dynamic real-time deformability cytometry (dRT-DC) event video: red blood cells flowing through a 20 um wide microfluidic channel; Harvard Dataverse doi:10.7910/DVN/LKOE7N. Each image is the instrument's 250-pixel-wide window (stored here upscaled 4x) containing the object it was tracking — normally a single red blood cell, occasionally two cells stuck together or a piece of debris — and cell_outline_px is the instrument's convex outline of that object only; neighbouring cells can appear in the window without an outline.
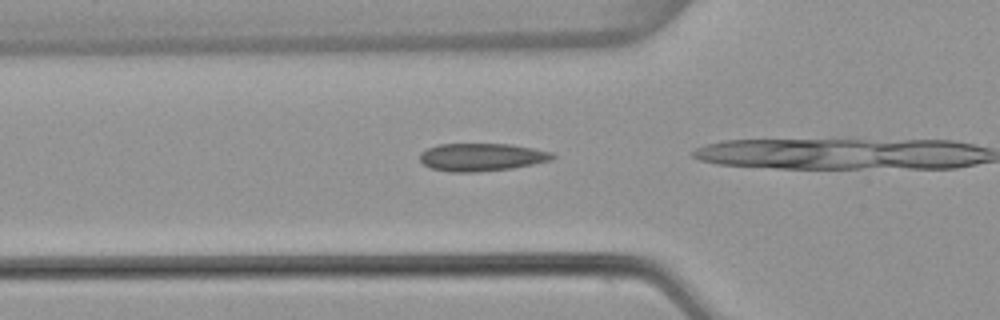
{"species": "common noctule bat (a hibernating species)", "species_latin": "Nyctalus noctula", "temperature_condition": "warm", "stored_images_in_passage": 22, "camera_frame_rate_fps": 3000, "um_per_image_px": 0.085, "animal": {"sex": "female", "body_mass_g": 22.7, "forearm_length_mm": 54.2}, "frame": {"image": 1, "passage_image": 14, "time_ms": 4.333, "image_size_px": [1000, 320], "cell_outline_px": [[556, 156], [552, 160], [512, 168], [476, 172], [448, 172], [432, 168], [424, 164], [420, 160], [420, 152], [436, 144], [512, 144], [552, 152]], "centroid_in_image_um": [40.93, 13.35], "position_along_channel_um": 84.9, "area_um2": 21.5}}
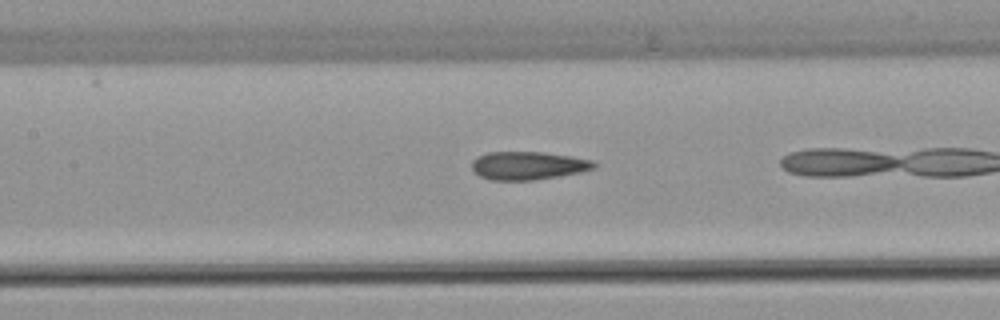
{"frame": {"image": 2, "passage_image": 20, "time_ms": 6.333, "image_size_px": [1000, 320], "cell_outline_px": [[596, 168], [580, 172], [560, 176], [536, 180], [488, 180], [480, 176], [472, 168], [472, 160], [476, 156], [488, 152], [544, 152], [572, 156], [592, 160], [596, 164]], "centroid_in_image_um": [44.89, 14.07], "position_along_channel_um": 162.5, "area_um2": 20.23}}